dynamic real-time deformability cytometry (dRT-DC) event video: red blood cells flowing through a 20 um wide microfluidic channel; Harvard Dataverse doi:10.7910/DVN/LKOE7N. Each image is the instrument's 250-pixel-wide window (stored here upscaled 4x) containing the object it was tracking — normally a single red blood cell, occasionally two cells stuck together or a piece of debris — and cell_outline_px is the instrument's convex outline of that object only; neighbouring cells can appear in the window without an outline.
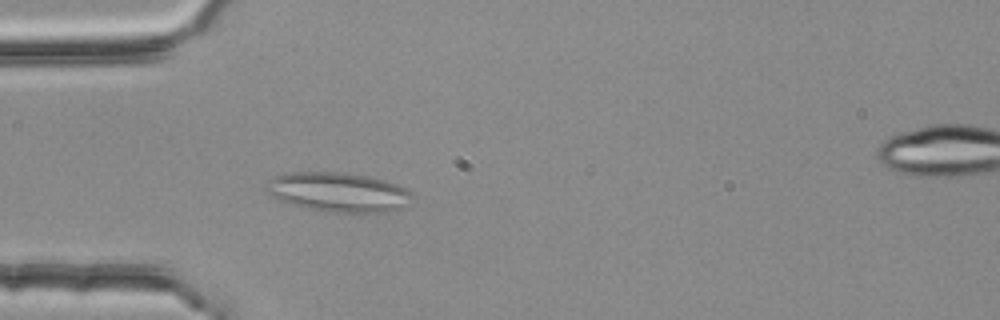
{"species": "common noctule bat (a hibernating species)", "species_latin": "Nyctalus noctula", "temperature_condition": "room temperature", "stored_images_in_passage": 4, "segment_of_instrument_passage": [1, 2], "camera_frame_rate_fps": 3000, "um_per_image_px": 0.085, "animal": {"sex": "female", "body_mass_g": 25.1}, "frame": {"image": 1, "passage_image": 3, "time_ms": 0.667, "image_size_px": [1000, 320], "cell_outline_px": [[412, 204], [404, 208], [388, 212], [332, 212], [304, 208], [280, 200], [272, 196], [264, 188], [264, 184], [272, 176], [288, 172], [336, 172], [368, 176], [384, 180], [408, 188], [412, 192]], "centroid_in_image_um": [28.78, 16.33], "position_along_channel_um": 56.2, "area_um2": 33.99}}